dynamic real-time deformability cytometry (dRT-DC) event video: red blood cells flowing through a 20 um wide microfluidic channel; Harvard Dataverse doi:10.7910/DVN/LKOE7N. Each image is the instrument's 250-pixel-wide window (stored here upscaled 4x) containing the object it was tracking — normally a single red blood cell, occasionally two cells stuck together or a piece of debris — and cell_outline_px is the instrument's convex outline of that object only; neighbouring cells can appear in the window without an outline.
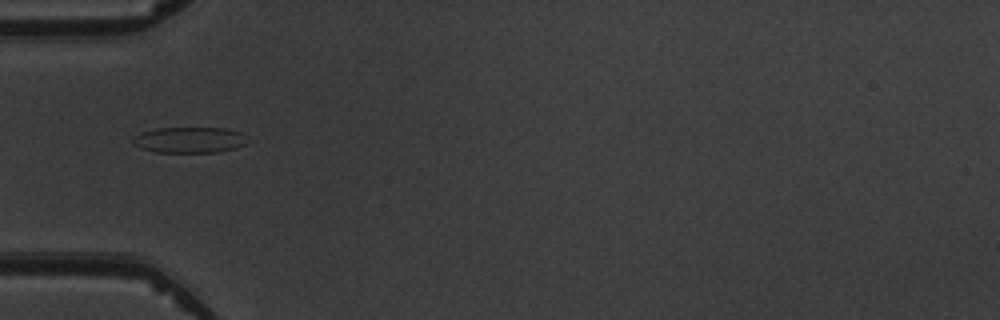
{"species": "common noctule bat (a hibernating species)", "species_latin": "Nyctalus noctula", "temperature_condition": "warm", "stored_images_in_passage": 7, "camera_frame_rate_fps": 3000, "um_per_image_px": 0.085, "animal": {"sex": "male", "body_mass_g": 19.5, "forearm_length_mm": 54.6}, "frame": {"image": 1, "passage_image": 4, "time_ms": 4.333, "image_size_px": [1000, 320], "cell_outline_px": [[244, 144], [236, 148], [216, 152], [156, 152], [140, 148], [132, 144], [132, 140], [140, 132], [156, 128], [228, 128], [240, 132]], "centroid_in_image_um": [16.02, 11.89], "position_along_channel_um": 69.0, "area_um2": 17.05}}
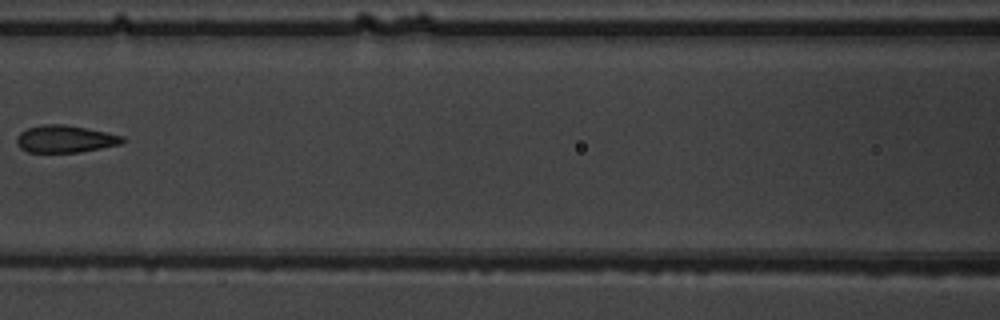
{"frame": {"image": 2, "passage_image": 6, "time_ms": 6.667, "image_size_px": [1000, 320], "cell_outline_px": [[124, 140], [120, 144], [80, 152], [28, 152], [20, 148], [16, 144], [16, 136], [20, 132], [28, 128], [44, 124], [64, 124], [124, 136]], "centroid_in_image_um": [5.48, 11.81], "position_along_channel_um": 161.1, "area_um2": 16.65}}
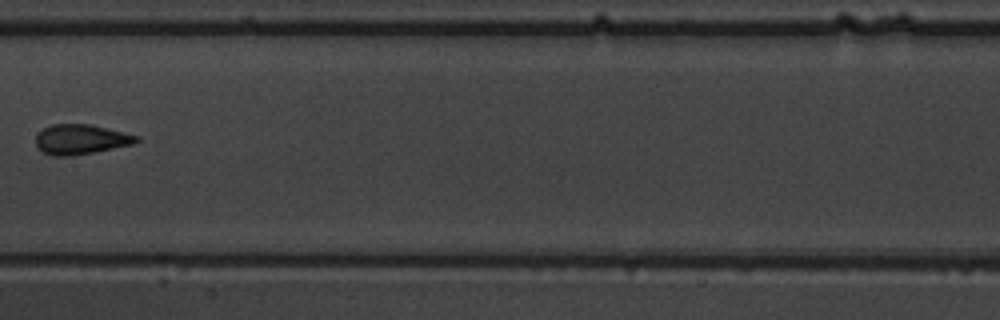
{"frame": {"image": 3, "passage_image": 7, "time_ms": 7.667, "image_size_px": [1000, 320], "cell_outline_px": [[140, 140], [132, 144], [92, 152], [68, 156], [52, 156], [36, 148], [36, 136], [44, 128], [52, 124], [92, 124], [140, 136]], "centroid_in_image_um": [6.86, 11.83], "position_along_channel_um": 200.5, "area_um2": 17.46}}